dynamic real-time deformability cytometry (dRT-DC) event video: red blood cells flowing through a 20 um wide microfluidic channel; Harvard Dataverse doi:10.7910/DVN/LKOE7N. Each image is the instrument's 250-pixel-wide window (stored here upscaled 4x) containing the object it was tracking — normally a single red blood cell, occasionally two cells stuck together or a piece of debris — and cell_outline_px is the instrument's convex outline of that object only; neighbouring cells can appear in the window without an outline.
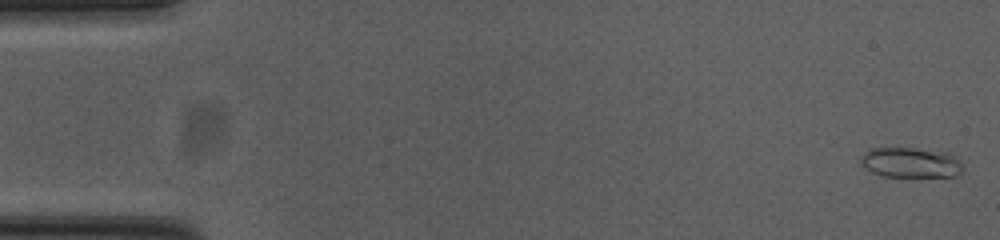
{"species": "common noctule bat (a hibernating species)", "species_latin": "Nyctalus noctula", "temperature_condition": "cold", "stored_images_in_passage": 8, "camera_frame_rate_fps": 3000, "um_per_image_px": 0.085, "animal": {"sex": "female", "body_mass_g": 23.0, "forearm_length_mm": 53.4}, "frame": {"image": 1, "passage_image": 1, "time_ms": 0.0, "image_size_px": [1000, 240], "cell_outline_px": [[964, 168], [956, 176], [884, 176], [872, 172], [860, 160], [864, 152], [872, 148], [912, 148], [948, 152], [956, 156], [960, 160]], "centroid_in_image_um": [77.47, 13.8], "position_along_channel_um": 7.5, "area_um2": 17.8}}